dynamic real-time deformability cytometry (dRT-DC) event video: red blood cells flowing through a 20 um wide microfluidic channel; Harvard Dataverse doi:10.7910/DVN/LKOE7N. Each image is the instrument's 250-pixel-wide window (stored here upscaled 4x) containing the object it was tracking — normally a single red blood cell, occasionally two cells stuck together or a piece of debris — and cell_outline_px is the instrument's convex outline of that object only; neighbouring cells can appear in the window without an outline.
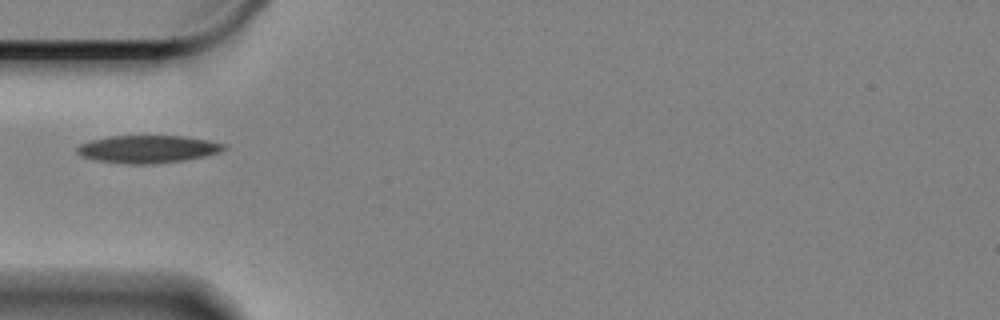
{"species": "Egyptian fruit bat (a non-hibernating species)", "species_latin": "Rousettus aegyptiacus", "temperature_condition": "cold", "stored_images_in_passage": 10, "camera_frame_rate_fps": 3000, "um_per_image_px": 0.085, "animal": {"sex": "female"}, "frame": {"image": 1, "passage_image": 1, "time_ms": 0.0, "image_size_px": [1000, 320], "cell_outline_px": [[228, 148], [220, 152], [204, 156], [184, 160], [156, 164], [128, 164], [96, 160], [80, 156], [76, 152], [76, 148], [80, 144], [92, 140], [108, 136], [184, 136], [208, 140], [228, 144]], "centroid_in_image_um": [12.59, 12.67], "position_along_channel_um": 72.4, "area_um2": 23.81}}
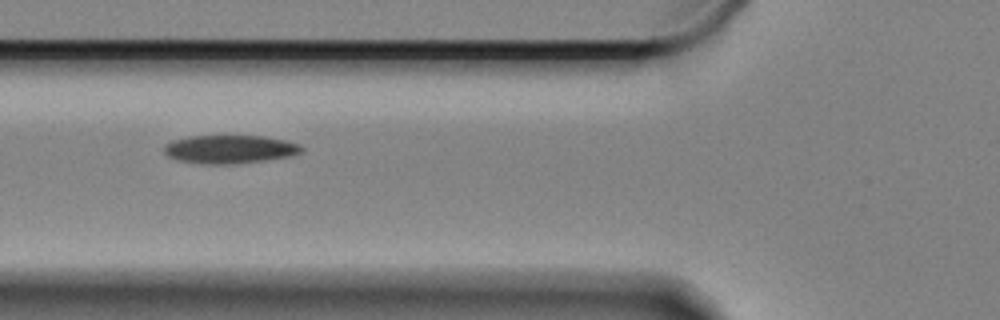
{"frame": {"image": 2, "passage_image": 4, "time_ms": 1.0, "image_size_px": [1000, 320], "cell_outline_px": [[304, 152], [292, 156], [264, 160], [232, 164], [204, 164], [180, 160], [168, 156], [164, 152], [164, 144], [172, 140], [188, 136], [264, 136], [284, 140], [300, 144], [304, 148]], "centroid_in_image_um": [19.55, 12.68], "position_along_channel_um": 106.2, "area_um2": 22.77}}
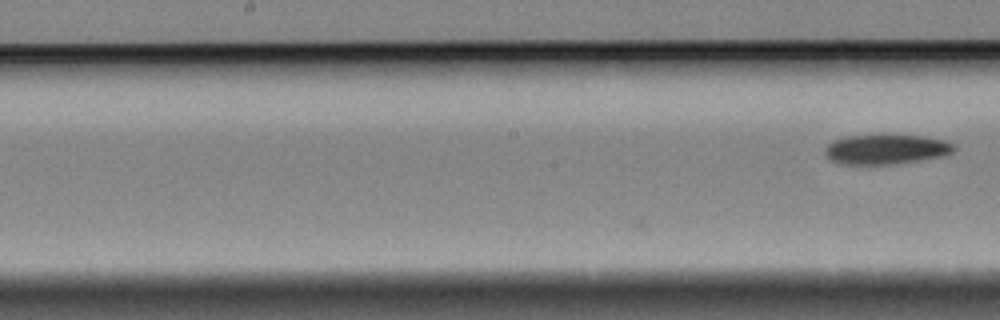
{"frame": {"image": 3, "passage_image": 10, "time_ms": 3.0, "image_size_px": [1000, 320], "cell_outline_px": [[956, 148], [952, 152], [940, 156], [920, 160], [896, 164], [840, 164], [832, 160], [824, 152], [824, 148], [832, 140], [848, 136], [916, 136], [944, 140], [952, 144]], "centroid_in_image_um": [75.27, 12.71], "position_along_channel_um": 172.9, "area_um2": 21.91}}